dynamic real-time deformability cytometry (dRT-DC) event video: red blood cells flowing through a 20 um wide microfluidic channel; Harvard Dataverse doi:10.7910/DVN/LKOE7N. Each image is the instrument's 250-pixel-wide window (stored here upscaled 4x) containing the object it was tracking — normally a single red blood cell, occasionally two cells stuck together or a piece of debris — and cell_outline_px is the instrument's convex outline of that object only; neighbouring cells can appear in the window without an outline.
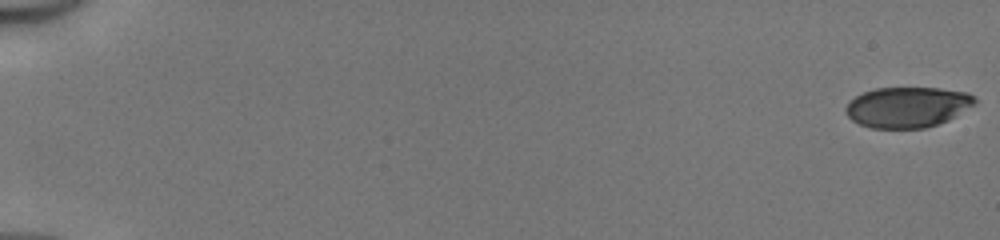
{"species": "human", "species_latin": "Homo sapiens", "temperature_condition": "cold", "stored_images_in_passage": 51, "camera_frame_rate_fps": 3000, "um_per_image_px": 0.085, "donor": {"sex": "male"}, "frame": {"image": 1, "passage_image": 1, "time_ms": 0.0, "image_size_px": [1000, 240], "cell_outline_px": [[976, 104], [948, 120], [924, 128], [872, 128], [860, 124], [852, 120], [844, 112], [844, 108], [856, 96], [864, 92], [876, 88], [940, 88], [968, 92], [976, 100]], "centroid_in_image_um": [77.14, 9.1], "position_along_channel_um": 7.9, "area_um2": 30.4}}
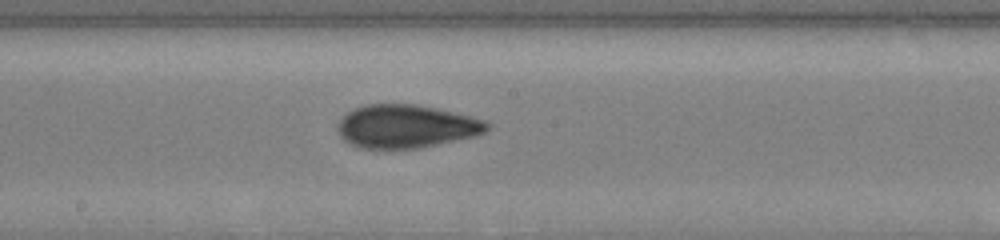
{"frame": {"image": 2, "passage_image": 30, "time_ms": 9.667, "image_size_px": [1000, 240], "cell_outline_px": [[492, 128], [476, 136], [420, 148], [360, 148], [348, 144], [340, 136], [336, 128], [336, 124], [348, 112], [356, 108], [368, 104], [416, 104], [436, 108], [488, 120], [492, 124]], "centroid_in_image_um": [34.56, 10.74], "position_along_channel_um": 213.6, "area_um2": 37.92}}
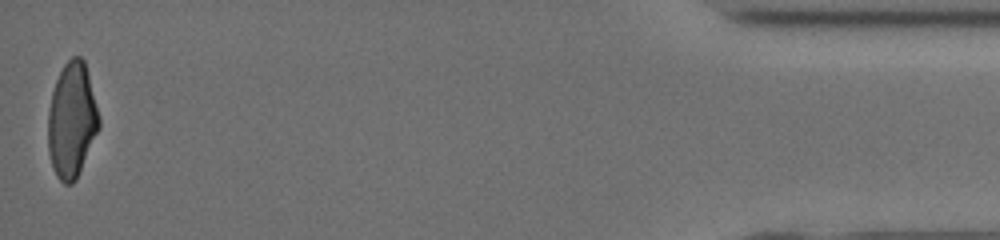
{"frame": {"image": 3, "passage_image": 51, "time_ms": 16.667, "image_size_px": [1000, 240], "cell_outline_px": [[100, 128], [76, 180], [72, 184], [64, 184], [56, 176], [48, 152], [48, 112], [52, 92], [56, 80], [64, 64], [72, 56], [80, 56], [84, 60], [100, 116]], "centroid_in_image_um": [6.11, 10.23], "position_along_channel_um": 429.1, "area_um2": 34.33}, "authors_computed_cell_mechanics": {"area_um2": 35.6626, "velocity_mm_per_s": 4.1831, "shape_relaxation_time_tau1_ms": 5.875, "shape_relaxation_time_tau2_ms": 1.251, "deformation_change_tau1": 0.2051, "deformation_change_tau2": 0.0671}}